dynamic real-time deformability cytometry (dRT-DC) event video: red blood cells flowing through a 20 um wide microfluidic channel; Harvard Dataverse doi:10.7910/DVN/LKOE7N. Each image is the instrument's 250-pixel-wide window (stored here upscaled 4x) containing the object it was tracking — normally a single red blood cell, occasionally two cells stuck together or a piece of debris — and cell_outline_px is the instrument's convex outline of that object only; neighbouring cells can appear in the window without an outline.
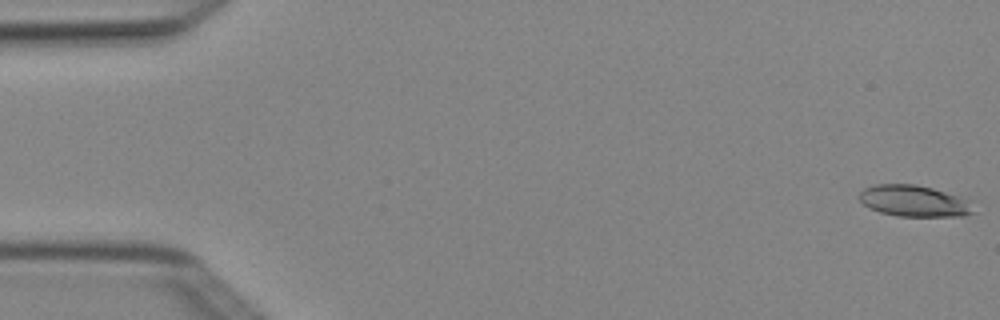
{"species": "Egyptian fruit bat (a non-hibernating species)", "species_latin": "Rousettus aegyptiacus", "temperature_condition": "cold", "stored_images_in_passage": 5, "camera_frame_rate_fps": 3000, "um_per_image_px": 0.085, "animal": {"sex": "female"}, "frame": {"image": 1, "passage_image": 1, "time_ms": 0.0, "image_size_px": [1000, 320], "cell_outline_px": [[976, 212], [964, 216], [896, 216], [880, 212], [868, 208], [860, 200], [860, 192], [864, 188], [876, 184], [916, 184], [932, 188], [976, 200]], "centroid_in_image_um": [77.82, 17.09], "position_along_channel_um": 7.2, "area_um2": 21.44}}
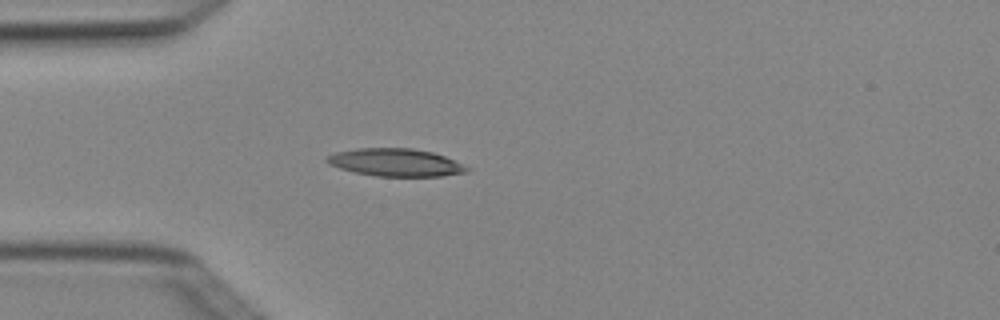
{"frame": {"image": 2, "passage_image": 5, "time_ms": 1.333, "image_size_px": [1000, 320], "cell_outline_px": [[472, 168], [468, 172], [444, 176], [376, 176], [356, 172], [340, 168], [328, 164], [324, 160], [328, 156], [336, 152], [356, 148], [412, 148], [432, 152], [444, 156]], "centroid_in_image_um": [33.65, 13.81], "position_along_channel_um": 51.4, "area_um2": 22.6}}